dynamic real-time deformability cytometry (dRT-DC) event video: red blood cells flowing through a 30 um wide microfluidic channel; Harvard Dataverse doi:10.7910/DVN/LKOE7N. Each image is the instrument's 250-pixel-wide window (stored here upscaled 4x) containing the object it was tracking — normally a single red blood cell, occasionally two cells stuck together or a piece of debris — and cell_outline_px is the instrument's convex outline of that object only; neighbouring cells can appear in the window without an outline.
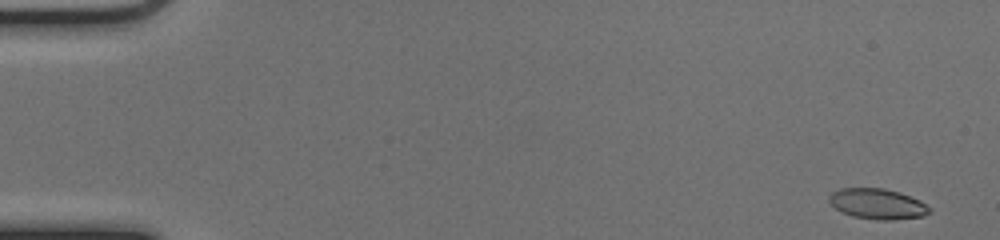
{"species": "common noctule bat (a hibernating species)", "species_latin": "Nyctalus noctula", "temperature_condition": "cold", "stored_images_in_passage": 51, "camera_frame_rate_fps": 3000, "um_per_image_px": 0.085, "animal": {"sex": "female", "body_mass_g": 17.0, "forearm_length_mm": 48.0}, "frame": {"image": 1, "passage_image": 1, "time_ms": 0.0, "image_size_px": [1000, 240], "cell_outline_px": [[932, 212], [924, 216], [892, 220], [880, 220], [852, 216], [836, 208], [828, 200], [828, 196], [832, 192], [840, 188], [884, 188], [900, 192], [920, 200], [932, 208]], "centroid_in_image_um": [74.63, 17.32], "position_along_channel_um": 10.4, "area_um2": 17.92}}
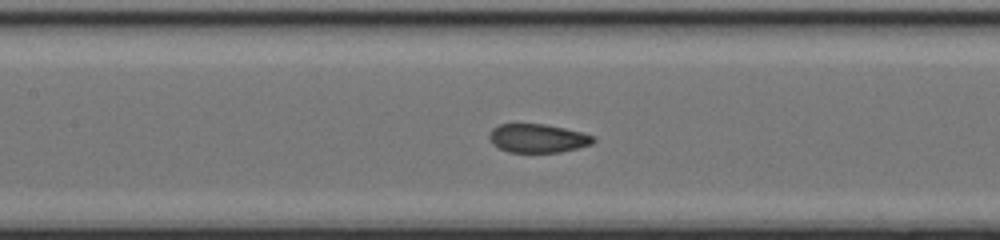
{"frame": {"image": 2, "passage_image": 24, "time_ms": 7.667, "image_size_px": [1000, 240], "cell_outline_px": [[596, 140], [592, 144], [560, 152], [508, 152], [492, 144], [488, 136], [492, 128], [500, 124], [544, 124], [564, 128], [596, 136]], "centroid_in_image_um": [45.7, 11.75], "position_along_channel_um": 161.7, "area_um2": 17.34}}
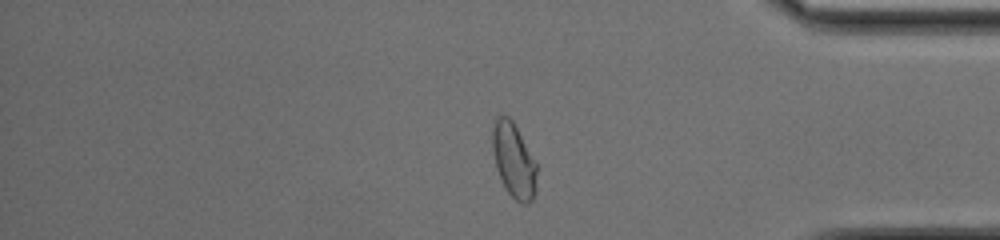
{"frame": {"image": 3, "passage_image": 43, "time_ms": 14.0, "image_size_px": [1000, 240], "cell_outline_px": [[536, 188], [532, 200], [528, 204], [520, 204], [508, 192], [496, 168], [492, 152], [492, 128], [496, 116], [508, 116], [512, 120], [536, 164]], "centroid_in_image_um": [43.65, 13.64], "position_along_channel_um": 391.6, "area_um2": 19.02}, "authors_computed_cell_mechanics": {"area_um2": 18.1492, "velocity_mm_per_s": 3.9628, "shape_relaxation_time_tau1_ms": 7.2496, "shape_relaxation_time_tau2_ms": 0.7925, "deformation_change_tau1": 0.1901, "deformation_change_tau2": 0.0467}}